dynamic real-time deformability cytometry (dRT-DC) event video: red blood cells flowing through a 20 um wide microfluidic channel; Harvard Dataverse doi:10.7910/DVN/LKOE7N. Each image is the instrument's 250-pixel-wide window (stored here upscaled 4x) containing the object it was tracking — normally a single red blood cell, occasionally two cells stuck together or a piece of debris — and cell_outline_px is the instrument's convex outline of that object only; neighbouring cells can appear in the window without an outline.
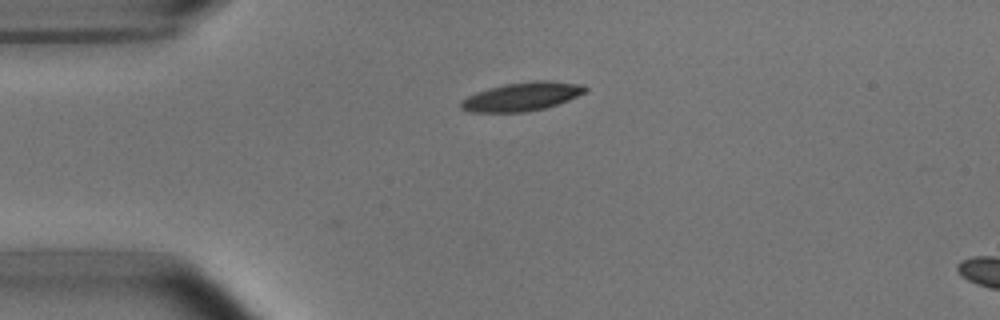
{"species": "common noctule bat (a hibernating species)", "species_latin": "Nyctalus noctula", "temperature_condition": "room temperature", "stored_images_in_passage": 2, "camera_frame_rate_fps": 3000, "um_per_image_px": 0.085, "animal": {"sex": "male", "body_mass_g": 15.6}, "frame": {"image": 1, "passage_image": 2, "time_ms": 0.333, "image_size_px": [1000, 320], "cell_outline_px": [[588, 88], [584, 92], [568, 100], [544, 108], [524, 112], [468, 112], [460, 108], [460, 100], [476, 92], [488, 88], [504, 84], [532, 80], [552, 80], [584, 84]], "centroid_in_image_um": [44.34, 8.19], "position_along_channel_um": 40.7, "area_um2": 20.87}}